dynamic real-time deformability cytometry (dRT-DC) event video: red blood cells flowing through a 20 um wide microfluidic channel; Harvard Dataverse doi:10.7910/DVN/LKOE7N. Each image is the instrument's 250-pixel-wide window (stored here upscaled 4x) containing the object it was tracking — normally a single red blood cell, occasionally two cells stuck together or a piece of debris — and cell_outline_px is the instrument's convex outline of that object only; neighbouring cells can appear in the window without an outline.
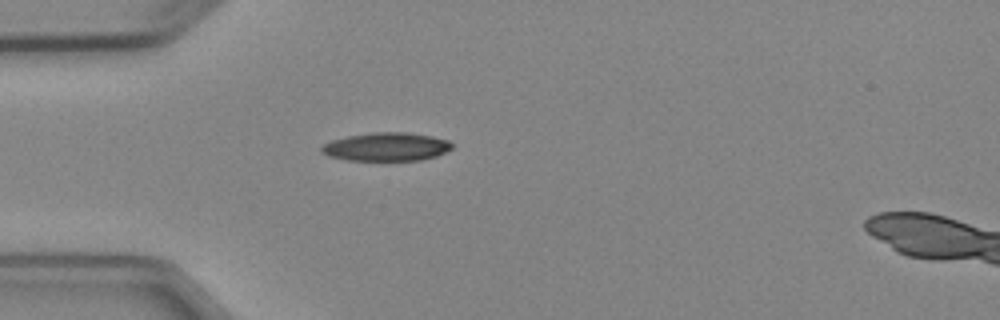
{"species": "Egyptian fruit bat (a non-hibernating species)", "species_latin": "Rousettus aegyptiacus", "temperature_condition": "cold", "stored_images_in_passage": 2, "camera_frame_rate_fps": 3000, "um_per_image_px": 0.085, "animal": {"sex": "female"}, "frame": {"image": 1, "passage_image": 1, "time_ms": 0.0, "image_size_px": [1000, 320], "cell_outline_px": [[452, 148], [436, 156], [420, 160], [348, 160], [328, 156], [320, 152], [320, 148], [324, 144], [332, 140], [348, 136], [376, 132], [408, 132], [432, 136], [448, 140], [452, 144]], "centroid_in_image_um": [32.83, 12.47], "position_along_channel_um": 52.2, "area_um2": 21.5}}